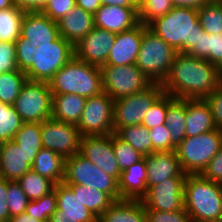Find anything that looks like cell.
<instances>
[{"label":"cell","instance_id":"cb8c5ba5","mask_svg":"<svg viewBox=\"0 0 222 222\" xmlns=\"http://www.w3.org/2000/svg\"><path fill=\"white\" fill-rule=\"evenodd\" d=\"M30 169L25 153L13 140L0 143V178L17 181Z\"/></svg>","mask_w":222,"mask_h":222},{"label":"cell","instance_id":"ab89813d","mask_svg":"<svg viewBox=\"0 0 222 222\" xmlns=\"http://www.w3.org/2000/svg\"><path fill=\"white\" fill-rule=\"evenodd\" d=\"M173 7L171 0H138L139 23L147 26L154 19L168 13Z\"/></svg>","mask_w":222,"mask_h":222},{"label":"cell","instance_id":"f35d334b","mask_svg":"<svg viewBox=\"0 0 222 222\" xmlns=\"http://www.w3.org/2000/svg\"><path fill=\"white\" fill-rule=\"evenodd\" d=\"M57 210V197L55 190L39 199L28 202L25 212L41 222H48Z\"/></svg>","mask_w":222,"mask_h":222},{"label":"cell","instance_id":"44dd1931","mask_svg":"<svg viewBox=\"0 0 222 222\" xmlns=\"http://www.w3.org/2000/svg\"><path fill=\"white\" fill-rule=\"evenodd\" d=\"M21 35L29 41L53 42L60 37L58 23L51 20L42 12H25Z\"/></svg>","mask_w":222,"mask_h":222},{"label":"cell","instance_id":"bcb514c9","mask_svg":"<svg viewBox=\"0 0 222 222\" xmlns=\"http://www.w3.org/2000/svg\"><path fill=\"white\" fill-rule=\"evenodd\" d=\"M147 222H192L185 210L162 212L145 209Z\"/></svg>","mask_w":222,"mask_h":222},{"label":"cell","instance_id":"d6a6232c","mask_svg":"<svg viewBox=\"0 0 222 222\" xmlns=\"http://www.w3.org/2000/svg\"><path fill=\"white\" fill-rule=\"evenodd\" d=\"M25 10L15 5L0 10V42L15 43L21 36V24Z\"/></svg>","mask_w":222,"mask_h":222},{"label":"cell","instance_id":"11a10c76","mask_svg":"<svg viewBox=\"0 0 222 222\" xmlns=\"http://www.w3.org/2000/svg\"><path fill=\"white\" fill-rule=\"evenodd\" d=\"M101 5H116L122 7H138V0H100Z\"/></svg>","mask_w":222,"mask_h":222},{"label":"cell","instance_id":"7402d4cb","mask_svg":"<svg viewBox=\"0 0 222 222\" xmlns=\"http://www.w3.org/2000/svg\"><path fill=\"white\" fill-rule=\"evenodd\" d=\"M147 170L143 157L132 166L121 171L118 188L121 199L141 200L147 193Z\"/></svg>","mask_w":222,"mask_h":222},{"label":"cell","instance_id":"2e32d148","mask_svg":"<svg viewBox=\"0 0 222 222\" xmlns=\"http://www.w3.org/2000/svg\"><path fill=\"white\" fill-rule=\"evenodd\" d=\"M116 35L117 33L94 27L74 45V56L90 65L102 67L107 62Z\"/></svg>","mask_w":222,"mask_h":222},{"label":"cell","instance_id":"816d5d0a","mask_svg":"<svg viewBox=\"0 0 222 222\" xmlns=\"http://www.w3.org/2000/svg\"><path fill=\"white\" fill-rule=\"evenodd\" d=\"M16 7L22 8L27 12H41L47 0H12Z\"/></svg>","mask_w":222,"mask_h":222},{"label":"cell","instance_id":"ba28073f","mask_svg":"<svg viewBox=\"0 0 222 222\" xmlns=\"http://www.w3.org/2000/svg\"><path fill=\"white\" fill-rule=\"evenodd\" d=\"M63 184L84 185L107 193L114 201L121 200L118 181L103 172L80 153L65 158Z\"/></svg>","mask_w":222,"mask_h":222},{"label":"cell","instance_id":"8fae6325","mask_svg":"<svg viewBox=\"0 0 222 222\" xmlns=\"http://www.w3.org/2000/svg\"><path fill=\"white\" fill-rule=\"evenodd\" d=\"M163 93L161 84L153 83L143 91L114 100V133L124 126L142 124L148 110Z\"/></svg>","mask_w":222,"mask_h":222},{"label":"cell","instance_id":"9f6ffc18","mask_svg":"<svg viewBox=\"0 0 222 222\" xmlns=\"http://www.w3.org/2000/svg\"><path fill=\"white\" fill-rule=\"evenodd\" d=\"M48 222H79L78 218L70 216H60L57 211H55L49 218Z\"/></svg>","mask_w":222,"mask_h":222},{"label":"cell","instance_id":"9a60e30c","mask_svg":"<svg viewBox=\"0 0 222 222\" xmlns=\"http://www.w3.org/2000/svg\"><path fill=\"white\" fill-rule=\"evenodd\" d=\"M80 154L119 181L121 171L112 146V134L82 136Z\"/></svg>","mask_w":222,"mask_h":222},{"label":"cell","instance_id":"7bdbcfd3","mask_svg":"<svg viewBox=\"0 0 222 222\" xmlns=\"http://www.w3.org/2000/svg\"><path fill=\"white\" fill-rule=\"evenodd\" d=\"M7 198L10 218L25 212L30 201L17 181L8 180Z\"/></svg>","mask_w":222,"mask_h":222},{"label":"cell","instance_id":"7a4b0ae2","mask_svg":"<svg viewBox=\"0 0 222 222\" xmlns=\"http://www.w3.org/2000/svg\"><path fill=\"white\" fill-rule=\"evenodd\" d=\"M15 44L17 67L31 81L48 83L74 57V46L62 36L49 43L29 41L21 35Z\"/></svg>","mask_w":222,"mask_h":222},{"label":"cell","instance_id":"74e56055","mask_svg":"<svg viewBox=\"0 0 222 222\" xmlns=\"http://www.w3.org/2000/svg\"><path fill=\"white\" fill-rule=\"evenodd\" d=\"M23 123L13 105L0 102V143L13 140Z\"/></svg>","mask_w":222,"mask_h":222},{"label":"cell","instance_id":"681fc988","mask_svg":"<svg viewBox=\"0 0 222 222\" xmlns=\"http://www.w3.org/2000/svg\"><path fill=\"white\" fill-rule=\"evenodd\" d=\"M201 175L206 179L222 184V146L219 152L209 161Z\"/></svg>","mask_w":222,"mask_h":222},{"label":"cell","instance_id":"e575fe53","mask_svg":"<svg viewBox=\"0 0 222 222\" xmlns=\"http://www.w3.org/2000/svg\"><path fill=\"white\" fill-rule=\"evenodd\" d=\"M17 182L30 201L49 194L54 190L55 186L52 180L42 177L33 169H30L24 176L19 178Z\"/></svg>","mask_w":222,"mask_h":222},{"label":"cell","instance_id":"7c38bea8","mask_svg":"<svg viewBox=\"0 0 222 222\" xmlns=\"http://www.w3.org/2000/svg\"><path fill=\"white\" fill-rule=\"evenodd\" d=\"M114 100L102 91L87 98L80 121L76 125L82 136L110 135L114 133Z\"/></svg>","mask_w":222,"mask_h":222},{"label":"cell","instance_id":"4316f807","mask_svg":"<svg viewBox=\"0 0 222 222\" xmlns=\"http://www.w3.org/2000/svg\"><path fill=\"white\" fill-rule=\"evenodd\" d=\"M87 98L75 94L52 95L51 118L77 125L80 121Z\"/></svg>","mask_w":222,"mask_h":222},{"label":"cell","instance_id":"8d00e7d4","mask_svg":"<svg viewBox=\"0 0 222 222\" xmlns=\"http://www.w3.org/2000/svg\"><path fill=\"white\" fill-rule=\"evenodd\" d=\"M198 10V20L204 32L208 34L222 33V3L210 0Z\"/></svg>","mask_w":222,"mask_h":222},{"label":"cell","instance_id":"ee69618b","mask_svg":"<svg viewBox=\"0 0 222 222\" xmlns=\"http://www.w3.org/2000/svg\"><path fill=\"white\" fill-rule=\"evenodd\" d=\"M149 134L152 141V153L175 151V148L171 145L170 131L166 128L165 124L149 129Z\"/></svg>","mask_w":222,"mask_h":222},{"label":"cell","instance_id":"f5cc1de1","mask_svg":"<svg viewBox=\"0 0 222 222\" xmlns=\"http://www.w3.org/2000/svg\"><path fill=\"white\" fill-rule=\"evenodd\" d=\"M76 5L93 15L102 6L100 0H76Z\"/></svg>","mask_w":222,"mask_h":222},{"label":"cell","instance_id":"7dc6e473","mask_svg":"<svg viewBox=\"0 0 222 222\" xmlns=\"http://www.w3.org/2000/svg\"><path fill=\"white\" fill-rule=\"evenodd\" d=\"M18 70L16 63V44L0 42V74Z\"/></svg>","mask_w":222,"mask_h":222},{"label":"cell","instance_id":"5b68a950","mask_svg":"<svg viewBox=\"0 0 222 222\" xmlns=\"http://www.w3.org/2000/svg\"><path fill=\"white\" fill-rule=\"evenodd\" d=\"M48 83L52 95L75 94L90 98L103 91L100 67L83 62L75 56Z\"/></svg>","mask_w":222,"mask_h":222},{"label":"cell","instance_id":"c3c4849f","mask_svg":"<svg viewBox=\"0 0 222 222\" xmlns=\"http://www.w3.org/2000/svg\"><path fill=\"white\" fill-rule=\"evenodd\" d=\"M206 101L211 107L216 128L222 130V83L206 98Z\"/></svg>","mask_w":222,"mask_h":222},{"label":"cell","instance_id":"5bb4252c","mask_svg":"<svg viewBox=\"0 0 222 222\" xmlns=\"http://www.w3.org/2000/svg\"><path fill=\"white\" fill-rule=\"evenodd\" d=\"M185 178H168L150 187L141 199L145 209L172 212L184 209Z\"/></svg>","mask_w":222,"mask_h":222},{"label":"cell","instance_id":"52a82bcc","mask_svg":"<svg viewBox=\"0 0 222 222\" xmlns=\"http://www.w3.org/2000/svg\"><path fill=\"white\" fill-rule=\"evenodd\" d=\"M177 52L148 28L143 32L135 65L152 83L161 84Z\"/></svg>","mask_w":222,"mask_h":222},{"label":"cell","instance_id":"680465c9","mask_svg":"<svg viewBox=\"0 0 222 222\" xmlns=\"http://www.w3.org/2000/svg\"><path fill=\"white\" fill-rule=\"evenodd\" d=\"M14 6L12 0H0V10L8 9Z\"/></svg>","mask_w":222,"mask_h":222},{"label":"cell","instance_id":"1f68e13d","mask_svg":"<svg viewBox=\"0 0 222 222\" xmlns=\"http://www.w3.org/2000/svg\"><path fill=\"white\" fill-rule=\"evenodd\" d=\"M67 186L97 218L115 202L107 193L96 190L93 187L84 185Z\"/></svg>","mask_w":222,"mask_h":222},{"label":"cell","instance_id":"6da1fadb","mask_svg":"<svg viewBox=\"0 0 222 222\" xmlns=\"http://www.w3.org/2000/svg\"><path fill=\"white\" fill-rule=\"evenodd\" d=\"M222 83V71L206 59L176 53L161 83L164 93L178 99H206Z\"/></svg>","mask_w":222,"mask_h":222},{"label":"cell","instance_id":"ffe728a7","mask_svg":"<svg viewBox=\"0 0 222 222\" xmlns=\"http://www.w3.org/2000/svg\"><path fill=\"white\" fill-rule=\"evenodd\" d=\"M57 23L60 36L73 46L95 27L94 15L77 5Z\"/></svg>","mask_w":222,"mask_h":222},{"label":"cell","instance_id":"d590c367","mask_svg":"<svg viewBox=\"0 0 222 222\" xmlns=\"http://www.w3.org/2000/svg\"><path fill=\"white\" fill-rule=\"evenodd\" d=\"M26 81L25 72L19 69L0 74V102L14 105Z\"/></svg>","mask_w":222,"mask_h":222},{"label":"cell","instance_id":"83f0119b","mask_svg":"<svg viewBox=\"0 0 222 222\" xmlns=\"http://www.w3.org/2000/svg\"><path fill=\"white\" fill-rule=\"evenodd\" d=\"M64 167L65 158L63 156L43 147L36 155L31 169L42 177L52 180L55 184H59L63 182Z\"/></svg>","mask_w":222,"mask_h":222},{"label":"cell","instance_id":"4dcf8cb0","mask_svg":"<svg viewBox=\"0 0 222 222\" xmlns=\"http://www.w3.org/2000/svg\"><path fill=\"white\" fill-rule=\"evenodd\" d=\"M196 58L206 59L222 71V33L208 34L199 31L198 45L188 53Z\"/></svg>","mask_w":222,"mask_h":222},{"label":"cell","instance_id":"277c9868","mask_svg":"<svg viewBox=\"0 0 222 222\" xmlns=\"http://www.w3.org/2000/svg\"><path fill=\"white\" fill-rule=\"evenodd\" d=\"M184 209L192 222L222 221V184L206 179L201 174H187Z\"/></svg>","mask_w":222,"mask_h":222},{"label":"cell","instance_id":"484cf974","mask_svg":"<svg viewBox=\"0 0 222 222\" xmlns=\"http://www.w3.org/2000/svg\"><path fill=\"white\" fill-rule=\"evenodd\" d=\"M98 222H147L145 206L141 200L115 201L98 217Z\"/></svg>","mask_w":222,"mask_h":222},{"label":"cell","instance_id":"d6986e66","mask_svg":"<svg viewBox=\"0 0 222 222\" xmlns=\"http://www.w3.org/2000/svg\"><path fill=\"white\" fill-rule=\"evenodd\" d=\"M138 24V7L102 5L94 14L95 27L114 33L129 30Z\"/></svg>","mask_w":222,"mask_h":222},{"label":"cell","instance_id":"db71d44e","mask_svg":"<svg viewBox=\"0 0 222 222\" xmlns=\"http://www.w3.org/2000/svg\"><path fill=\"white\" fill-rule=\"evenodd\" d=\"M174 7H188L199 9L204 3L210 0H171Z\"/></svg>","mask_w":222,"mask_h":222},{"label":"cell","instance_id":"60d3db41","mask_svg":"<svg viewBox=\"0 0 222 222\" xmlns=\"http://www.w3.org/2000/svg\"><path fill=\"white\" fill-rule=\"evenodd\" d=\"M112 146L120 171L127 169L144 157L115 133L112 134Z\"/></svg>","mask_w":222,"mask_h":222},{"label":"cell","instance_id":"f6af8a7d","mask_svg":"<svg viewBox=\"0 0 222 222\" xmlns=\"http://www.w3.org/2000/svg\"><path fill=\"white\" fill-rule=\"evenodd\" d=\"M76 6V0H47L45 8L41 11L51 20L58 22Z\"/></svg>","mask_w":222,"mask_h":222},{"label":"cell","instance_id":"4fadbf2b","mask_svg":"<svg viewBox=\"0 0 222 222\" xmlns=\"http://www.w3.org/2000/svg\"><path fill=\"white\" fill-rule=\"evenodd\" d=\"M81 133L76 125L61 122L53 118L42 122L41 140L48 148L64 158L80 153Z\"/></svg>","mask_w":222,"mask_h":222},{"label":"cell","instance_id":"9c48e42d","mask_svg":"<svg viewBox=\"0 0 222 222\" xmlns=\"http://www.w3.org/2000/svg\"><path fill=\"white\" fill-rule=\"evenodd\" d=\"M100 71L103 91L113 100L138 93L153 84L135 64L104 65Z\"/></svg>","mask_w":222,"mask_h":222},{"label":"cell","instance_id":"b9f144b4","mask_svg":"<svg viewBox=\"0 0 222 222\" xmlns=\"http://www.w3.org/2000/svg\"><path fill=\"white\" fill-rule=\"evenodd\" d=\"M169 106V94L163 93L151 106L143 118L142 125L148 129L166 123V112Z\"/></svg>","mask_w":222,"mask_h":222},{"label":"cell","instance_id":"30bf717a","mask_svg":"<svg viewBox=\"0 0 222 222\" xmlns=\"http://www.w3.org/2000/svg\"><path fill=\"white\" fill-rule=\"evenodd\" d=\"M13 106L24 123H42L51 118L52 92L49 83L27 80Z\"/></svg>","mask_w":222,"mask_h":222},{"label":"cell","instance_id":"f546056e","mask_svg":"<svg viewBox=\"0 0 222 222\" xmlns=\"http://www.w3.org/2000/svg\"><path fill=\"white\" fill-rule=\"evenodd\" d=\"M41 127V122L23 123L13 139L18 148L25 153L26 163L31 167L36 155L43 148Z\"/></svg>","mask_w":222,"mask_h":222},{"label":"cell","instance_id":"d4e9b609","mask_svg":"<svg viewBox=\"0 0 222 222\" xmlns=\"http://www.w3.org/2000/svg\"><path fill=\"white\" fill-rule=\"evenodd\" d=\"M54 190L57 197L56 211L60 216L75 217L79 222H98V218L81 203L66 184H55Z\"/></svg>","mask_w":222,"mask_h":222},{"label":"cell","instance_id":"f907efd6","mask_svg":"<svg viewBox=\"0 0 222 222\" xmlns=\"http://www.w3.org/2000/svg\"><path fill=\"white\" fill-rule=\"evenodd\" d=\"M7 192L8 180L0 178V222L10 221Z\"/></svg>","mask_w":222,"mask_h":222},{"label":"cell","instance_id":"836d02e7","mask_svg":"<svg viewBox=\"0 0 222 222\" xmlns=\"http://www.w3.org/2000/svg\"><path fill=\"white\" fill-rule=\"evenodd\" d=\"M115 134L124 142L129 143L142 156L152 154L149 129L142 124L121 127Z\"/></svg>","mask_w":222,"mask_h":222},{"label":"cell","instance_id":"6f0895ef","mask_svg":"<svg viewBox=\"0 0 222 222\" xmlns=\"http://www.w3.org/2000/svg\"><path fill=\"white\" fill-rule=\"evenodd\" d=\"M9 222H41V221L38 219H35L31 215H27L26 212H23L18 216H14L10 218Z\"/></svg>","mask_w":222,"mask_h":222},{"label":"cell","instance_id":"f1b7e54d","mask_svg":"<svg viewBox=\"0 0 222 222\" xmlns=\"http://www.w3.org/2000/svg\"><path fill=\"white\" fill-rule=\"evenodd\" d=\"M186 99L169 95V106L166 112V128L170 131L171 145L176 147L186 137Z\"/></svg>","mask_w":222,"mask_h":222},{"label":"cell","instance_id":"8992f818","mask_svg":"<svg viewBox=\"0 0 222 222\" xmlns=\"http://www.w3.org/2000/svg\"><path fill=\"white\" fill-rule=\"evenodd\" d=\"M222 146V130L214 129L185 139L176 147L185 174H201Z\"/></svg>","mask_w":222,"mask_h":222},{"label":"cell","instance_id":"ac0fdd59","mask_svg":"<svg viewBox=\"0 0 222 222\" xmlns=\"http://www.w3.org/2000/svg\"><path fill=\"white\" fill-rule=\"evenodd\" d=\"M147 170V190L168 178H186L175 151L153 152L144 156Z\"/></svg>","mask_w":222,"mask_h":222},{"label":"cell","instance_id":"603a6c76","mask_svg":"<svg viewBox=\"0 0 222 222\" xmlns=\"http://www.w3.org/2000/svg\"><path fill=\"white\" fill-rule=\"evenodd\" d=\"M186 137L217 129L206 99H186Z\"/></svg>","mask_w":222,"mask_h":222},{"label":"cell","instance_id":"3957f363","mask_svg":"<svg viewBox=\"0 0 222 222\" xmlns=\"http://www.w3.org/2000/svg\"><path fill=\"white\" fill-rule=\"evenodd\" d=\"M148 29L170 45L177 53H189L198 45V10L188 7H173L165 15L147 25Z\"/></svg>","mask_w":222,"mask_h":222},{"label":"cell","instance_id":"e0dca14e","mask_svg":"<svg viewBox=\"0 0 222 222\" xmlns=\"http://www.w3.org/2000/svg\"><path fill=\"white\" fill-rule=\"evenodd\" d=\"M147 28L146 25L139 23L129 30L117 33L105 65L125 66L135 64L143 32Z\"/></svg>","mask_w":222,"mask_h":222}]
</instances>
